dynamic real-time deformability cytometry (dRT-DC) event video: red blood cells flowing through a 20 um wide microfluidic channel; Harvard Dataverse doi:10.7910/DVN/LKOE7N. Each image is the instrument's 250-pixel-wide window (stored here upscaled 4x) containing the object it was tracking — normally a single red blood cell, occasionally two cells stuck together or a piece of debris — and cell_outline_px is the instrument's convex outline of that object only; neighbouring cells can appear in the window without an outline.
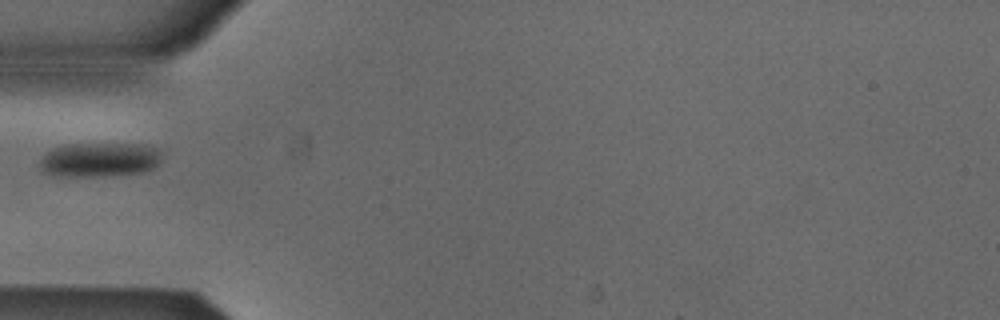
{"species": "Egyptian fruit bat (a non-hibernating species)", "species_latin": "Rousettus aegyptiacus", "temperature_condition": "cold", "stored_images_in_passage": 30, "camera_frame_rate_fps": 3000, "um_per_image_px": 0.085, "animal": {"sex": "male"}, "frame": {"image": 1, "passage_image": 1, "time_ms": 0.0, "image_size_px": [1000, 320], "cell_outline_px": [[164, 156], [152, 168], [144, 172], [92, 176], [56, 176], [40, 168], [40, 160], [52, 148], [64, 144], [144, 144], [156, 148]], "centroid_in_image_um": [8.47, 13.56], "position_along_channel_um": 76.5, "area_um2": 24.22}}
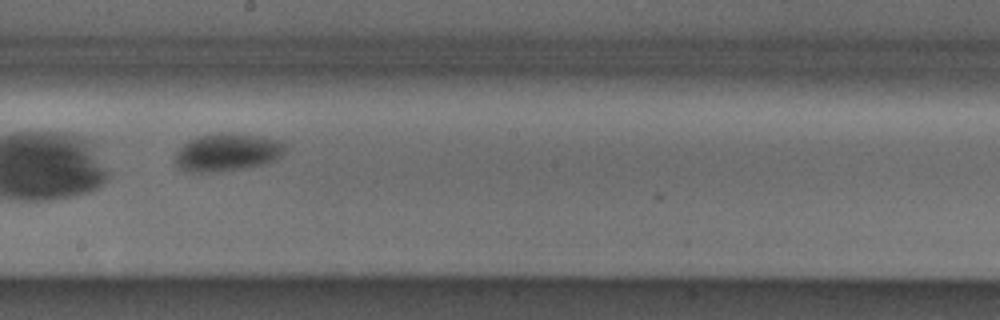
{"frame": {"image": 2, "passage_image": 13, "time_ms": 4.0, "image_size_px": [1000, 320], "cell_outline_px": [[288, 148], [276, 160], [264, 164], [244, 168], [220, 172], [192, 172], [180, 168], [176, 164], [176, 152], [188, 140], [200, 136], [220, 132], [232, 132], [260, 136], [280, 140], [288, 144]], "centroid_in_image_um": [19.38, 12.93], "position_along_channel_um": 228.8, "area_um2": 24.51}}